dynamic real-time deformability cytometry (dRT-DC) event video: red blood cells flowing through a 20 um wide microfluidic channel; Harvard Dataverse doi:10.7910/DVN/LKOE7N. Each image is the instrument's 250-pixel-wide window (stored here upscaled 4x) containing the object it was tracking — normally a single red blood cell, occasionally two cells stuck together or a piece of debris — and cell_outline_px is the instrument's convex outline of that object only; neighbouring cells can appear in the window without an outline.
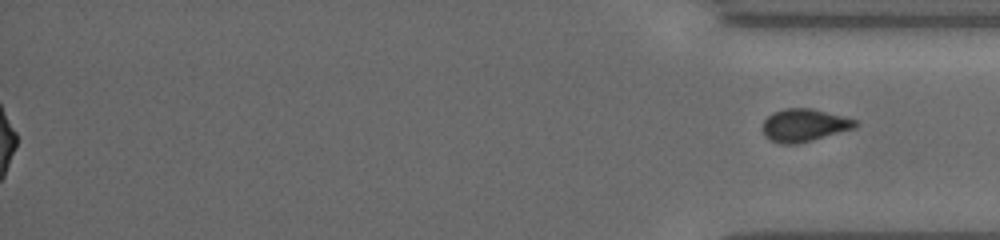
{"species": "common noctule bat (a hibernating species)", "species_latin": "Nyctalus noctula", "temperature_condition": "cold", "stored_images_in_passage": 55, "segment_of_instrument_passage": [2, 2], "camera_frame_rate_fps": 3000, "um_per_image_px": 0.085, "animal": {"sex": "female", "body_mass_g": 19.5, "forearm_length_mm": 54.1}, "frame": {"image": 1, "passage_image": 55, "time_ms": 18.0, "image_size_px": [1000, 240], "cell_outline_px": [[856, 124], [852, 128], [812, 140], [796, 144], [780, 144], [764, 136], [764, 120], [772, 112], [784, 108], [812, 108], [856, 120]], "centroid_in_image_um": [68.3, 10.63], "position_along_channel_um": 366.9, "area_um2": 17.28}}